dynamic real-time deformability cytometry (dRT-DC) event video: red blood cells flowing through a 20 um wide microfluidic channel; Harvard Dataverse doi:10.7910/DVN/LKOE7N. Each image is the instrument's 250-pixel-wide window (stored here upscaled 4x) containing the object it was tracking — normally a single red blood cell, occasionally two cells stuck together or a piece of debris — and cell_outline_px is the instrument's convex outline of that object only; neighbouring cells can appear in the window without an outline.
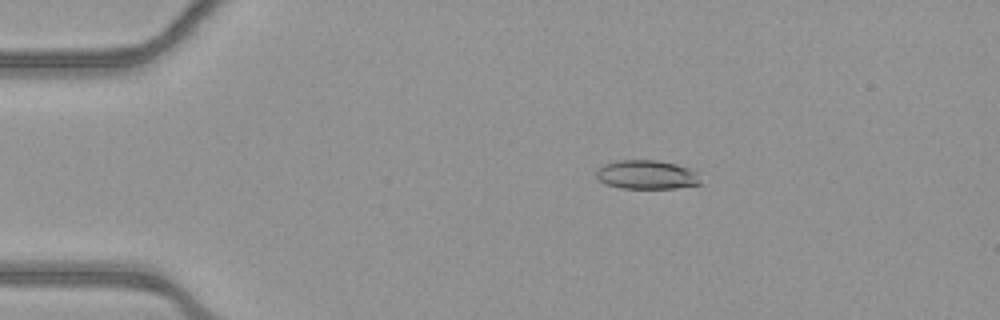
{"species": "common noctule bat (a hibernating species)", "species_latin": "Nyctalus noctula", "temperature_condition": "warm", "stored_images_in_passage": 54, "camera_frame_rate_fps": 3000, "um_per_image_px": 0.085, "animal": {"sex": "female", "body_mass_g": 21.9}, "frame": {"image": 1, "passage_image": 11, "time_ms": 3.333, "image_size_px": [1000, 320], "cell_outline_px": [[704, 184], [676, 188], [620, 188], [608, 184], [600, 180], [596, 176], [596, 168], [604, 164], [620, 160], [656, 160], [676, 164], [688, 168], [696, 172]], "centroid_in_image_um": [54.99, 14.85], "position_along_channel_um": 30.0, "area_um2": 17.63}}
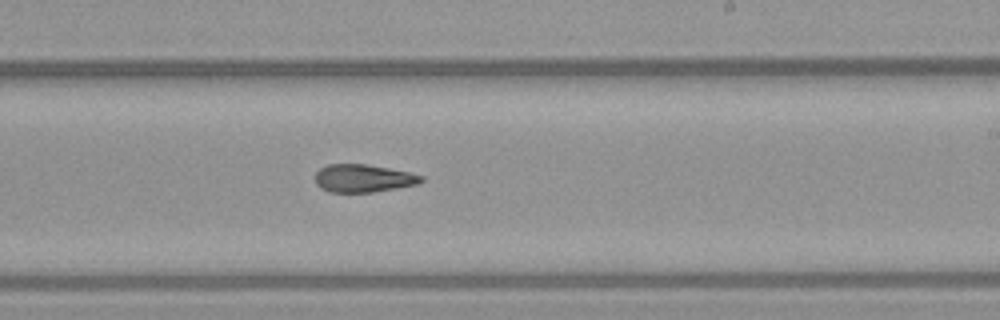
{"frame": {"image": 2, "passage_image": 33, "time_ms": 10.667, "image_size_px": [1000, 320], "cell_outline_px": [[424, 180], [420, 184], [372, 192], [328, 192], [320, 188], [316, 184], [316, 172], [320, 168], [328, 164], [368, 164], [408, 172], [424, 176]], "centroid_in_image_um": [30.88, 15.16], "position_along_channel_um": 258.1, "area_um2": 17.28}}
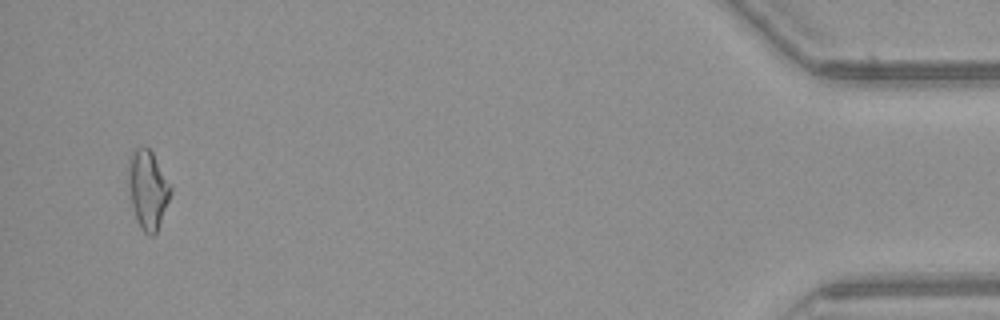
{"frame": {"image": 3, "passage_image": 52, "time_ms": 17.0, "image_size_px": [1000, 320], "cell_outline_px": [[172, 192], [156, 232], [152, 236], [148, 236], [140, 228], [136, 220], [128, 188], [128, 160], [132, 152], [136, 148], [148, 148], [152, 152], [172, 188]], "centroid_in_image_um": [12.55, 16.12], "position_along_channel_um": 422.7, "area_um2": 19.19}, "authors_computed_cell_mechanics": {"area_um2": 18.1203, "velocity_mm_per_s": 3.9095, "shape_relaxation_time_tau1_ms": null, "shape_relaxation_time_tau2_ms": 3.9508, "deformation_change_tau1": null, "deformation_change_tau2": 0.1407}}